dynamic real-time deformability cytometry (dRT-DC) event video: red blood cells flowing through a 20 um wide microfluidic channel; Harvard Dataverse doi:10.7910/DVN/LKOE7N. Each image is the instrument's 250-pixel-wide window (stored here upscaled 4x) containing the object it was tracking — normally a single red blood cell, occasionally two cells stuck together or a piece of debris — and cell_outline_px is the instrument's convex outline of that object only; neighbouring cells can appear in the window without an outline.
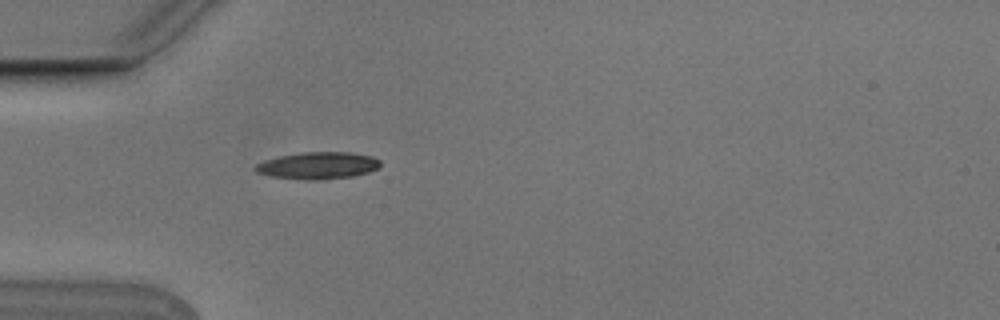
{"species": "Egyptian fruit bat (a non-hibernating species)", "species_latin": "Rousettus aegyptiacus", "temperature_condition": "cold", "stored_images_in_passage": 2, "camera_frame_rate_fps": 3000, "um_per_image_px": 0.085, "animal": {"sex": "male"}, "frame": {"image": 1, "passage_image": 2, "time_ms": 0.333, "image_size_px": [1000, 320], "cell_outline_px": [[380, 168], [368, 172], [352, 176], [312, 180], [272, 176], [256, 172], [252, 168], [256, 164], [264, 160], [280, 156], [304, 152], [348, 152], [372, 156], [380, 160]], "centroid_in_image_um": [27.03, 14.06], "position_along_channel_um": 58.0, "area_um2": 19.48}}